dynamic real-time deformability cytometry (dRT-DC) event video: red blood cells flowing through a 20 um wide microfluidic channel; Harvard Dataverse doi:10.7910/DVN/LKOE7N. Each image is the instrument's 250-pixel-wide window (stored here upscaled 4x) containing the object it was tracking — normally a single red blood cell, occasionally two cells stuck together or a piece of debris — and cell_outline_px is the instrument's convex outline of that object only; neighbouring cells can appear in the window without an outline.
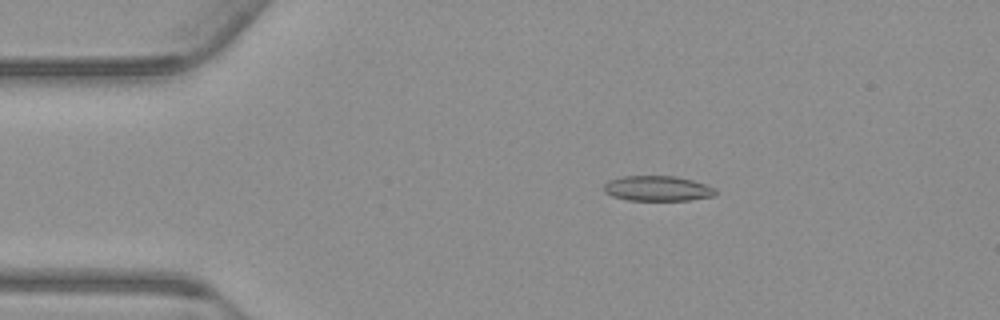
{"species": "common noctule bat (a hibernating species)", "species_latin": "Nyctalus noctula", "temperature_condition": "warm", "stored_images_in_passage": 50, "camera_frame_rate_fps": 3000, "um_per_image_px": 0.085, "animal": {"sex": "male", "body_mass_g": 23.1, "forearm_length_mm": 52.7}, "frame": {"image": 1, "passage_image": 5, "time_ms": 1.333, "image_size_px": [1000, 320], "cell_outline_px": [[716, 196], [692, 200], [628, 200], [612, 196], [604, 192], [604, 184], [608, 180], [624, 176], [676, 176], [692, 180], [716, 188]], "centroid_in_image_um": [55.9, 16.02], "position_along_channel_um": 29.1, "area_um2": 16.47}}
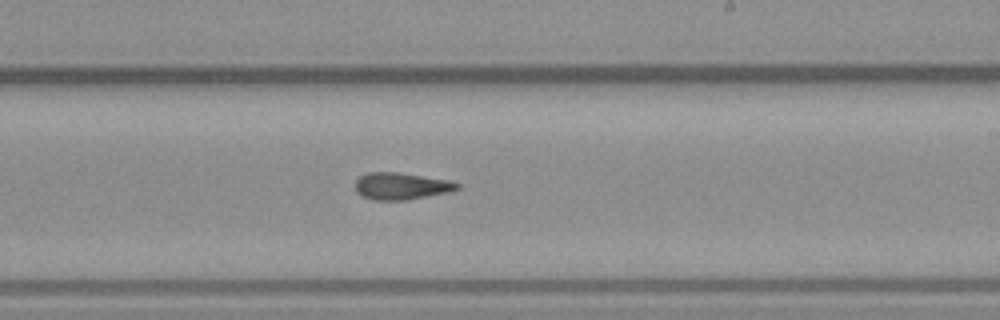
{"frame": {"image": 2, "passage_image": 27, "time_ms": 8.667, "image_size_px": [1000, 320], "cell_outline_px": [[460, 188], [452, 192], [408, 200], [372, 200], [356, 192], [356, 180], [360, 176], [368, 172], [400, 172], [452, 180], [460, 184]], "centroid_in_image_um": [34.17, 15.81], "position_along_channel_um": 254.8, "area_um2": 16.36}}
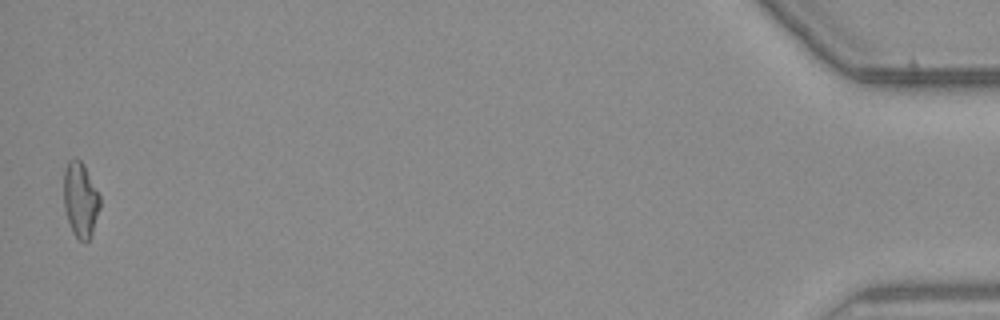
{"frame": {"image": 3, "passage_image": 49, "time_ms": 16.0, "image_size_px": [1000, 320], "cell_outline_px": [[100, 208], [92, 232], [88, 240], [80, 240], [72, 232], [64, 208], [64, 168], [68, 160], [76, 156], [84, 164], [100, 196]], "centroid_in_image_um": [6.83, 16.92], "position_along_channel_um": 428.4, "area_um2": 15.84}, "authors_computed_cell_mechanics": {"area_um2": 16.3285, "velocity_mm_per_s": 3.7636, "shape_relaxation_time_tau1_ms": null, "shape_relaxation_time_tau2_ms": 4.5952, "deformation_change_tau1": null, "deformation_change_tau2": 0.1334}}